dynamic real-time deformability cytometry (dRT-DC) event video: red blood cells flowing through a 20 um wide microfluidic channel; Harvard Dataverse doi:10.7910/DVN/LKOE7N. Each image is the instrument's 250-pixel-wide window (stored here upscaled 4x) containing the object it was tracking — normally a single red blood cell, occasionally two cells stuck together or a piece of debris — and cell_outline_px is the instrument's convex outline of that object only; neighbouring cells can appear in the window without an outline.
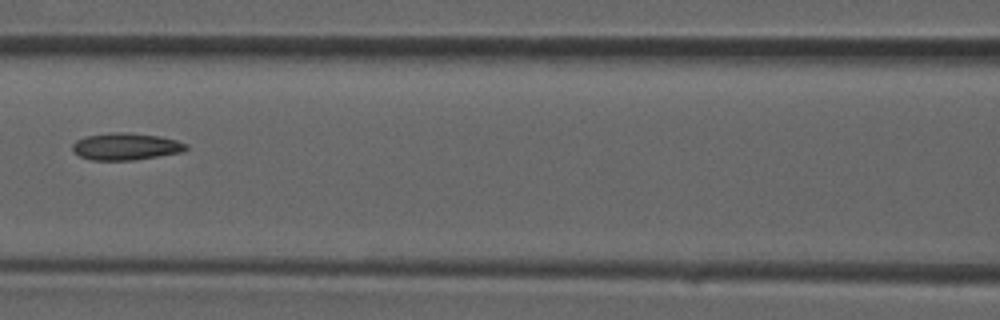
{"species": "common noctule bat (a hibernating species)", "species_latin": "Nyctalus noctula", "temperature_condition": "room temperature", "stored_images_in_passage": 36, "camera_frame_rate_fps": 3000, "um_per_image_px": 0.085, "animal": {"sex": "male", "forearm_length_mm": 52.5}, "frame": {"image": 1, "passage_image": 16, "time_ms": 5.0, "image_size_px": [1000, 320], "cell_outline_px": [[188, 148], [184, 152], [136, 160], [92, 160], [80, 156], [72, 152], [72, 144], [76, 140], [84, 136], [112, 132], [132, 132], [160, 136], [176, 140], [188, 144]], "centroid_in_image_um": [10.7, 12.45], "position_along_channel_um": 155.9, "area_um2": 18.26}}